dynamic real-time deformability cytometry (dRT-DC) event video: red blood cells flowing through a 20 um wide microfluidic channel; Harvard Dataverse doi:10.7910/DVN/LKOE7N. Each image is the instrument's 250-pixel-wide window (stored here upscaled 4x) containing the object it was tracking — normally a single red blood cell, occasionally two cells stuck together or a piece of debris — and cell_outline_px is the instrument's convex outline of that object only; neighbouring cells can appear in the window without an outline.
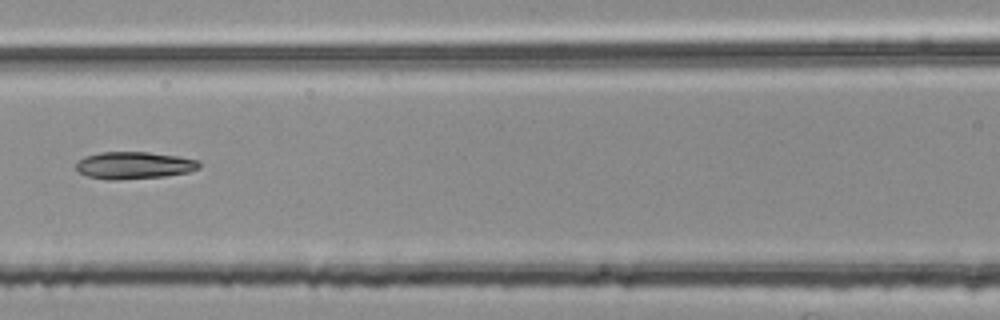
{"species": "common noctule bat (a hibernating species)", "species_latin": "Nyctalus noctula", "temperature_condition": "room temperature", "stored_images_in_passage": 5, "camera_frame_rate_fps": 3000, "um_per_image_px": 0.085, "animal": {"sex": "female", "body_mass_g": 25.1}, "frame": {"image": 1, "passage_image": 5, "time_ms": 1.333, "image_size_px": [1000, 320], "cell_outline_px": [[200, 168], [188, 172], [164, 176], [116, 180], [108, 180], [88, 176], [80, 172], [76, 168], [76, 164], [84, 156], [100, 152], [148, 152], [176, 156], [200, 160]], "centroid_in_image_um": [11.4, 14.05], "position_along_channel_um": 155.2, "area_um2": 19.42}}